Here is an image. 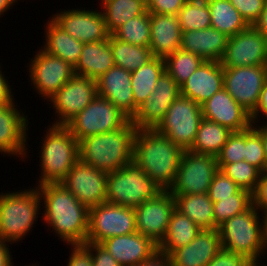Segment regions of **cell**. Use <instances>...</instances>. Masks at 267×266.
<instances>
[{"mask_svg":"<svg viewBox=\"0 0 267 266\" xmlns=\"http://www.w3.org/2000/svg\"><path fill=\"white\" fill-rule=\"evenodd\" d=\"M263 218H264L265 239L267 242V213L263 216Z\"/></svg>","mask_w":267,"mask_h":266,"instance_id":"cell-59","label":"cell"},{"mask_svg":"<svg viewBox=\"0 0 267 266\" xmlns=\"http://www.w3.org/2000/svg\"><path fill=\"white\" fill-rule=\"evenodd\" d=\"M134 210L137 232L158 246L165 237L171 214L175 210L174 196L169 190H163Z\"/></svg>","mask_w":267,"mask_h":266,"instance_id":"cell-15","label":"cell"},{"mask_svg":"<svg viewBox=\"0 0 267 266\" xmlns=\"http://www.w3.org/2000/svg\"><path fill=\"white\" fill-rule=\"evenodd\" d=\"M13 103L0 107V153L5 156L27 157L28 115ZM25 114V115H24Z\"/></svg>","mask_w":267,"mask_h":266,"instance_id":"cell-20","label":"cell"},{"mask_svg":"<svg viewBox=\"0 0 267 266\" xmlns=\"http://www.w3.org/2000/svg\"><path fill=\"white\" fill-rule=\"evenodd\" d=\"M122 266L143 263L158 248L149 238L138 233L108 238L100 243Z\"/></svg>","mask_w":267,"mask_h":266,"instance_id":"cell-25","label":"cell"},{"mask_svg":"<svg viewBox=\"0 0 267 266\" xmlns=\"http://www.w3.org/2000/svg\"><path fill=\"white\" fill-rule=\"evenodd\" d=\"M44 25L46 26V37H44L46 42H44L45 45L41 46V49L75 67L79 61L84 43L74 39L51 18Z\"/></svg>","mask_w":267,"mask_h":266,"instance_id":"cell-29","label":"cell"},{"mask_svg":"<svg viewBox=\"0 0 267 266\" xmlns=\"http://www.w3.org/2000/svg\"><path fill=\"white\" fill-rule=\"evenodd\" d=\"M203 118L216 122L232 132L252 126L250 114L243 109L223 87L201 104Z\"/></svg>","mask_w":267,"mask_h":266,"instance_id":"cell-21","label":"cell"},{"mask_svg":"<svg viewBox=\"0 0 267 266\" xmlns=\"http://www.w3.org/2000/svg\"><path fill=\"white\" fill-rule=\"evenodd\" d=\"M131 119L108 99L96 97L65 126L77 141L108 133L125 126Z\"/></svg>","mask_w":267,"mask_h":266,"instance_id":"cell-8","label":"cell"},{"mask_svg":"<svg viewBox=\"0 0 267 266\" xmlns=\"http://www.w3.org/2000/svg\"><path fill=\"white\" fill-rule=\"evenodd\" d=\"M136 231L134 208L106 202L89 208V230L86 242L100 244L108 238Z\"/></svg>","mask_w":267,"mask_h":266,"instance_id":"cell-11","label":"cell"},{"mask_svg":"<svg viewBox=\"0 0 267 266\" xmlns=\"http://www.w3.org/2000/svg\"><path fill=\"white\" fill-rule=\"evenodd\" d=\"M115 66L109 39L84 43L74 73L97 80Z\"/></svg>","mask_w":267,"mask_h":266,"instance_id":"cell-28","label":"cell"},{"mask_svg":"<svg viewBox=\"0 0 267 266\" xmlns=\"http://www.w3.org/2000/svg\"><path fill=\"white\" fill-rule=\"evenodd\" d=\"M223 88V66L220 61H204L180 86V95L203 104Z\"/></svg>","mask_w":267,"mask_h":266,"instance_id":"cell-24","label":"cell"},{"mask_svg":"<svg viewBox=\"0 0 267 266\" xmlns=\"http://www.w3.org/2000/svg\"><path fill=\"white\" fill-rule=\"evenodd\" d=\"M244 161L258 168L261 172L267 170V160L261 135L251 126L245 130Z\"/></svg>","mask_w":267,"mask_h":266,"instance_id":"cell-42","label":"cell"},{"mask_svg":"<svg viewBox=\"0 0 267 266\" xmlns=\"http://www.w3.org/2000/svg\"><path fill=\"white\" fill-rule=\"evenodd\" d=\"M165 71L181 86L192 73L205 61L194 53L181 48L165 59Z\"/></svg>","mask_w":267,"mask_h":266,"instance_id":"cell-37","label":"cell"},{"mask_svg":"<svg viewBox=\"0 0 267 266\" xmlns=\"http://www.w3.org/2000/svg\"><path fill=\"white\" fill-rule=\"evenodd\" d=\"M252 27L267 38V0L265 1L263 9Z\"/></svg>","mask_w":267,"mask_h":266,"instance_id":"cell-54","label":"cell"},{"mask_svg":"<svg viewBox=\"0 0 267 266\" xmlns=\"http://www.w3.org/2000/svg\"><path fill=\"white\" fill-rule=\"evenodd\" d=\"M49 127V128H48ZM43 138L37 186L61 183L79 160L78 141L65 125H49Z\"/></svg>","mask_w":267,"mask_h":266,"instance_id":"cell-6","label":"cell"},{"mask_svg":"<svg viewBox=\"0 0 267 266\" xmlns=\"http://www.w3.org/2000/svg\"><path fill=\"white\" fill-rule=\"evenodd\" d=\"M266 82L267 65L223 67V87L250 115Z\"/></svg>","mask_w":267,"mask_h":266,"instance_id":"cell-12","label":"cell"},{"mask_svg":"<svg viewBox=\"0 0 267 266\" xmlns=\"http://www.w3.org/2000/svg\"><path fill=\"white\" fill-rule=\"evenodd\" d=\"M179 95L180 86L164 71L150 96L138 107L131 122L137 129H155L164 119L168 107Z\"/></svg>","mask_w":267,"mask_h":266,"instance_id":"cell-19","label":"cell"},{"mask_svg":"<svg viewBox=\"0 0 267 266\" xmlns=\"http://www.w3.org/2000/svg\"><path fill=\"white\" fill-rule=\"evenodd\" d=\"M251 205L246 211L229 218L218 226L221 246L231 252L246 256L249 260L262 259L267 254L264 218ZM262 221V222H260Z\"/></svg>","mask_w":267,"mask_h":266,"instance_id":"cell-4","label":"cell"},{"mask_svg":"<svg viewBox=\"0 0 267 266\" xmlns=\"http://www.w3.org/2000/svg\"><path fill=\"white\" fill-rule=\"evenodd\" d=\"M165 71V60L153 57L149 62L131 72L132 90L134 96V115L137 109L155 89L156 82Z\"/></svg>","mask_w":267,"mask_h":266,"instance_id":"cell-32","label":"cell"},{"mask_svg":"<svg viewBox=\"0 0 267 266\" xmlns=\"http://www.w3.org/2000/svg\"><path fill=\"white\" fill-rule=\"evenodd\" d=\"M202 120L201 105L179 95L168 107L164 119L155 129L187 151L194 143Z\"/></svg>","mask_w":267,"mask_h":266,"instance_id":"cell-9","label":"cell"},{"mask_svg":"<svg viewBox=\"0 0 267 266\" xmlns=\"http://www.w3.org/2000/svg\"><path fill=\"white\" fill-rule=\"evenodd\" d=\"M250 116L252 123L259 124L258 121L261 119L260 117L263 118V116L267 119V82L263 85L258 105Z\"/></svg>","mask_w":267,"mask_h":266,"instance_id":"cell-52","label":"cell"},{"mask_svg":"<svg viewBox=\"0 0 267 266\" xmlns=\"http://www.w3.org/2000/svg\"><path fill=\"white\" fill-rule=\"evenodd\" d=\"M106 27L112 35L128 20L147 11L146 0H100Z\"/></svg>","mask_w":267,"mask_h":266,"instance_id":"cell-33","label":"cell"},{"mask_svg":"<svg viewBox=\"0 0 267 266\" xmlns=\"http://www.w3.org/2000/svg\"><path fill=\"white\" fill-rule=\"evenodd\" d=\"M129 266H144V262L143 263H139V264L129 265Z\"/></svg>","mask_w":267,"mask_h":266,"instance_id":"cell-60","label":"cell"},{"mask_svg":"<svg viewBox=\"0 0 267 266\" xmlns=\"http://www.w3.org/2000/svg\"><path fill=\"white\" fill-rule=\"evenodd\" d=\"M85 245L92 251V263H93V266H122L100 244L86 242Z\"/></svg>","mask_w":267,"mask_h":266,"instance_id":"cell-50","label":"cell"},{"mask_svg":"<svg viewBox=\"0 0 267 266\" xmlns=\"http://www.w3.org/2000/svg\"><path fill=\"white\" fill-rule=\"evenodd\" d=\"M211 27L232 37L246 30L249 25L228 0H209Z\"/></svg>","mask_w":267,"mask_h":266,"instance_id":"cell-34","label":"cell"},{"mask_svg":"<svg viewBox=\"0 0 267 266\" xmlns=\"http://www.w3.org/2000/svg\"><path fill=\"white\" fill-rule=\"evenodd\" d=\"M97 95V81L74 75L48 101L56 114L52 125H66L80 113Z\"/></svg>","mask_w":267,"mask_h":266,"instance_id":"cell-14","label":"cell"},{"mask_svg":"<svg viewBox=\"0 0 267 266\" xmlns=\"http://www.w3.org/2000/svg\"><path fill=\"white\" fill-rule=\"evenodd\" d=\"M221 171L232 179L241 189H245L251 194L255 191L262 173L258 168L244 160L226 164Z\"/></svg>","mask_w":267,"mask_h":266,"instance_id":"cell-41","label":"cell"},{"mask_svg":"<svg viewBox=\"0 0 267 266\" xmlns=\"http://www.w3.org/2000/svg\"><path fill=\"white\" fill-rule=\"evenodd\" d=\"M16 2H18V0H0V17H2L4 12L6 13L8 9H11L12 5L14 6Z\"/></svg>","mask_w":267,"mask_h":266,"instance_id":"cell-57","label":"cell"},{"mask_svg":"<svg viewBox=\"0 0 267 266\" xmlns=\"http://www.w3.org/2000/svg\"><path fill=\"white\" fill-rule=\"evenodd\" d=\"M251 205L252 194L245 189H240L232 198H218V202H213L215 229L229 218L246 211Z\"/></svg>","mask_w":267,"mask_h":266,"instance_id":"cell-40","label":"cell"},{"mask_svg":"<svg viewBox=\"0 0 267 266\" xmlns=\"http://www.w3.org/2000/svg\"><path fill=\"white\" fill-rule=\"evenodd\" d=\"M97 95L108 99L130 119L134 116L131 72L114 66L97 80Z\"/></svg>","mask_w":267,"mask_h":266,"instance_id":"cell-23","label":"cell"},{"mask_svg":"<svg viewBox=\"0 0 267 266\" xmlns=\"http://www.w3.org/2000/svg\"><path fill=\"white\" fill-rule=\"evenodd\" d=\"M221 249L218 229H201L188 245L169 255L171 266H206Z\"/></svg>","mask_w":267,"mask_h":266,"instance_id":"cell-22","label":"cell"},{"mask_svg":"<svg viewBox=\"0 0 267 266\" xmlns=\"http://www.w3.org/2000/svg\"><path fill=\"white\" fill-rule=\"evenodd\" d=\"M173 196L175 209L189 217L200 229H215L213 202L207 193Z\"/></svg>","mask_w":267,"mask_h":266,"instance_id":"cell-30","label":"cell"},{"mask_svg":"<svg viewBox=\"0 0 267 266\" xmlns=\"http://www.w3.org/2000/svg\"><path fill=\"white\" fill-rule=\"evenodd\" d=\"M44 211L41 216L66 244H85L89 230V208L61 183L36 186Z\"/></svg>","mask_w":267,"mask_h":266,"instance_id":"cell-1","label":"cell"},{"mask_svg":"<svg viewBox=\"0 0 267 266\" xmlns=\"http://www.w3.org/2000/svg\"><path fill=\"white\" fill-rule=\"evenodd\" d=\"M181 32L180 48L182 50L194 53L205 61L222 59L228 41V37L224 33L212 27Z\"/></svg>","mask_w":267,"mask_h":266,"instance_id":"cell-27","label":"cell"},{"mask_svg":"<svg viewBox=\"0 0 267 266\" xmlns=\"http://www.w3.org/2000/svg\"><path fill=\"white\" fill-rule=\"evenodd\" d=\"M184 150L156 129H137L133 161L164 190L173 185Z\"/></svg>","mask_w":267,"mask_h":266,"instance_id":"cell-2","label":"cell"},{"mask_svg":"<svg viewBox=\"0 0 267 266\" xmlns=\"http://www.w3.org/2000/svg\"><path fill=\"white\" fill-rule=\"evenodd\" d=\"M67 266H93L92 251L85 244H71Z\"/></svg>","mask_w":267,"mask_h":266,"instance_id":"cell-48","label":"cell"},{"mask_svg":"<svg viewBox=\"0 0 267 266\" xmlns=\"http://www.w3.org/2000/svg\"><path fill=\"white\" fill-rule=\"evenodd\" d=\"M28 63L31 85L37 94L50 100L56 92L74 75V67L61 58L37 50L34 58Z\"/></svg>","mask_w":267,"mask_h":266,"instance_id":"cell-13","label":"cell"},{"mask_svg":"<svg viewBox=\"0 0 267 266\" xmlns=\"http://www.w3.org/2000/svg\"><path fill=\"white\" fill-rule=\"evenodd\" d=\"M137 127L131 120L122 128L78 141L79 160L97 170L110 173L133 161Z\"/></svg>","mask_w":267,"mask_h":266,"instance_id":"cell-3","label":"cell"},{"mask_svg":"<svg viewBox=\"0 0 267 266\" xmlns=\"http://www.w3.org/2000/svg\"><path fill=\"white\" fill-rule=\"evenodd\" d=\"M112 35L123 42L149 47L150 13L146 11L144 14L128 20Z\"/></svg>","mask_w":267,"mask_h":266,"instance_id":"cell-39","label":"cell"},{"mask_svg":"<svg viewBox=\"0 0 267 266\" xmlns=\"http://www.w3.org/2000/svg\"><path fill=\"white\" fill-rule=\"evenodd\" d=\"M163 190L139 165L131 161L121 169L108 173L106 203L135 208Z\"/></svg>","mask_w":267,"mask_h":266,"instance_id":"cell-7","label":"cell"},{"mask_svg":"<svg viewBox=\"0 0 267 266\" xmlns=\"http://www.w3.org/2000/svg\"><path fill=\"white\" fill-rule=\"evenodd\" d=\"M220 63L223 67L267 65V38L252 26L228 37Z\"/></svg>","mask_w":267,"mask_h":266,"instance_id":"cell-18","label":"cell"},{"mask_svg":"<svg viewBox=\"0 0 267 266\" xmlns=\"http://www.w3.org/2000/svg\"><path fill=\"white\" fill-rule=\"evenodd\" d=\"M144 266H171L170 256L157 249L145 261Z\"/></svg>","mask_w":267,"mask_h":266,"instance_id":"cell-53","label":"cell"},{"mask_svg":"<svg viewBox=\"0 0 267 266\" xmlns=\"http://www.w3.org/2000/svg\"><path fill=\"white\" fill-rule=\"evenodd\" d=\"M107 175L108 173L78 160L61 181V184L78 201L91 208L106 202Z\"/></svg>","mask_w":267,"mask_h":266,"instance_id":"cell-17","label":"cell"},{"mask_svg":"<svg viewBox=\"0 0 267 266\" xmlns=\"http://www.w3.org/2000/svg\"><path fill=\"white\" fill-rule=\"evenodd\" d=\"M241 188L220 169L215 173L208 189V196L212 202L218 198H232Z\"/></svg>","mask_w":267,"mask_h":266,"instance_id":"cell-44","label":"cell"},{"mask_svg":"<svg viewBox=\"0 0 267 266\" xmlns=\"http://www.w3.org/2000/svg\"><path fill=\"white\" fill-rule=\"evenodd\" d=\"M245 130L232 132L221 152L216 157L218 168L221 170L226 164L239 162L245 158Z\"/></svg>","mask_w":267,"mask_h":266,"instance_id":"cell-43","label":"cell"},{"mask_svg":"<svg viewBox=\"0 0 267 266\" xmlns=\"http://www.w3.org/2000/svg\"><path fill=\"white\" fill-rule=\"evenodd\" d=\"M249 262L246 256L222 248L206 266H247Z\"/></svg>","mask_w":267,"mask_h":266,"instance_id":"cell-47","label":"cell"},{"mask_svg":"<svg viewBox=\"0 0 267 266\" xmlns=\"http://www.w3.org/2000/svg\"><path fill=\"white\" fill-rule=\"evenodd\" d=\"M260 262H262V259H259V260H250V262L248 263L247 266H267V265H263V264H260Z\"/></svg>","mask_w":267,"mask_h":266,"instance_id":"cell-58","label":"cell"},{"mask_svg":"<svg viewBox=\"0 0 267 266\" xmlns=\"http://www.w3.org/2000/svg\"><path fill=\"white\" fill-rule=\"evenodd\" d=\"M20 191L0 193V240L11 245L32 231L42 209L36 186Z\"/></svg>","mask_w":267,"mask_h":266,"instance_id":"cell-5","label":"cell"},{"mask_svg":"<svg viewBox=\"0 0 267 266\" xmlns=\"http://www.w3.org/2000/svg\"><path fill=\"white\" fill-rule=\"evenodd\" d=\"M263 123L262 126L261 124H256V123H252V127L261 135L262 137V142H263V146H264V153H265V157L267 160V121Z\"/></svg>","mask_w":267,"mask_h":266,"instance_id":"cell-56","label":"cell"},{"mask_svg":"<svg viewBox=\"0 0 267 266\" xmlns=\"http://www.w3.org/2000/svg\"><path fill=\"white\" fill-rule=\"evenodd\" d=\"M219 170L217 158L212 155L184 151L176 179L169 188L172 195L204 194Z\"/></svg>","mask_w":267,"mask_h":266,"instance_id":"cell-10","label":"cell"},{"mask_svg":"<svg viewBox=\"0 0 267 266\" xmlns=\"http://www.w3.org/2000/svg\"><path fill=\"white\" fill-rule=\"evenodd\" d=\"M252 205L262 217L267 213V170L262 172L255 191L252 193Z\"/></svg>","mask_w":267,"mask_h":266,"instance_id":"cell-49","label":"cell"},{"mask_svg":"<svg viewBox=\"0 0 267 266\" xmlns=\"http://www.w3.org/2000/svg\"><path fill=\"white\" fill-rule=\"evenodd\" d=\"M187 0H146L149 13L178 15Z\"/></svg>","mask_w":267,"mask_h":266,"instance_id":"cell-46","label":"cell"},{"mask_svg":"<svg viewBox=\"0 0 267 266\" xmlns=\"http://www.w3.org/2000/svg\"><path fill=\"white\" fill-rule=\"evenodd\" d=\"M200 231L201 229L189 217L175 209L171 214L165 237L157 248L170 255L179 247L188 245Z\"/></svg>","mask_w":267,"mask_h":266,"instance_id":"cell-31","label":"cell"},{"mask_svg":"<svg viewBox=\"0 0 267 266\" xmlns=\"http://www.w3.org/2000/svg\"><path fill=\"white\" fill-rule=\"evenodd\" d=\"M181 29L178 15L150 13V44L154 57L165 59L180 49Z\"/></svg>","mask_w":267,"mask_h":266,"instance_id":"cell-26","label":"cell"},{"mask_svg":"<svg viewBox=\"0 0 267 266\" xmlns=\"http://www.w3.org/2000/svg\"><path fill=\"white\" fill-rule=\"evenodd\" d=\"M87 10V11H86ZM89 9H64L50 18L74 39L83 43L109 39L102 11Z\"/></svg>","mask_w":267,"mask_h":266,"instance_id":"cell-16","label":"cell"},{"mask_svg":"<svg viewBox=\"0 0 267 266\" xmlns=\"http://www.w3.org/2000/svg\"><path fill=\"white\" fill-rule=\"evenodd\" d=\"M8 243L0 240V266H13L11 251ZM8 246V247H7Z\"/></svg>","mask_w":267,"mask_h":266,"instance_id":"cell-55","label":"cell"},{"mask_svg":"<svg viewBox=\"0 0 267 266\" xmlns=\"http://www.w3.org/2000/svg\"><path fill=\"white\" fill-rule=\"evenodd\" d=\"M241 14L249 26L259 17L266 0H228Z\"/></svg>","mask_w":267,"mask_h":266,"instance_id":"cell-45","label":"cell"},{"mask_svg":"<svg viewBox=\"0 0 267 266\" xmlns=\"http://www.w3.org/2000/svg\"><path fill=\"white\" fill-rule=\"evenodd\" d=\"M109 44L115 66L130 72L142 67L154 57L149 47L123 42L113 35L109 36Z\"/></svg>","mask_w":267,"mask_h":266,"instance_id":"cell-36","label":"cell"},{"mask_svg":"<svg viewBox=\"0 0 267 266\" xmlns=\"http://www.w3.org/2000/svg\"><path fill=\"white\" fill-rule=\"evenodd\" d=\"M8 80L9 79H7V77L4 75L0 67V107L13 103L15 101L13 98L14 97L13 92L11 90L10 83Z\"/></svg>","mask_w":267,"mask_h":266,"instance_id":"cell-51","label":"cell"},{"mask_svg":"<svg viewBox=\"0 0 267 266\" xmlns=\"http://www.w3.org/2000/svg\"><path fill=\"white\" fill-rule=\"evenodd\" d=\"M231 133L228 128L203 118L189 151L217 157Z\"/></svg>","mask_w":267,"mask_h":266,"instance_id":"cell-35","label":"cell"},{"mask_svg":"<svg viewBox=\"0 0 267 266\" xmlns=\"http://www.w3.org/2000/svg\"><path fill=\"white\" fill-rule=\"evenodd\" d=\"M209 0H187L178 13L181 31L202 30L211 27Z\"/></svg>","mask_w":267,"mask_h":266,"instance_id":"cell-38","label":"cell"}]
</instances>
